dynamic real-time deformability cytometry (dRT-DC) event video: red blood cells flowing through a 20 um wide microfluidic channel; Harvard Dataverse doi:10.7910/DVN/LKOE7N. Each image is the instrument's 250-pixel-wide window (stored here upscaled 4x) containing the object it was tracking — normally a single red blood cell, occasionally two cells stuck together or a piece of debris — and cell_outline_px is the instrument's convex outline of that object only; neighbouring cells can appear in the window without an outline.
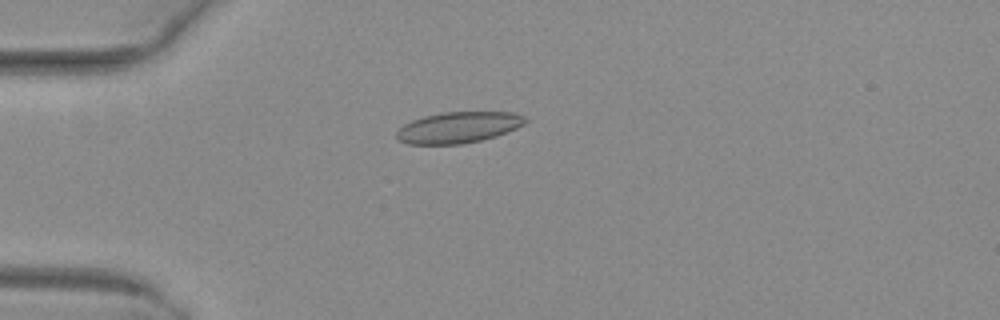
{"species": "common noctule bat (a hibernating species)", "species_latin": "Nyctalus noctula", "temperature_condition": "warm", "stored_images_in_passage": 46, "camera_frame_rate_fps": 3000, "um_per_image_px": 0.085, "animal": {"sex": "female", "body_mass_g": 29.2, "forearm_length_mm": 56.3}, "frame": {"image": 1, "passage_image": 9, "time_ms": 2.667, "image_size_px": [1000, 320], "cell_outline_px": [[528, 120], [524, 124], [516, 128], [496, 136], [480, 140], [460, 144], [408, 144], [400, 140], [396, 136], [396, 132], [404, 124], [412, 120], [424, 116], [440, 112], [512, 112], [524, 116]], "centroid_in_image_um": [38.96, 10.82], "position_along_channel_um": 46.0, "area_um2": 23.24}}
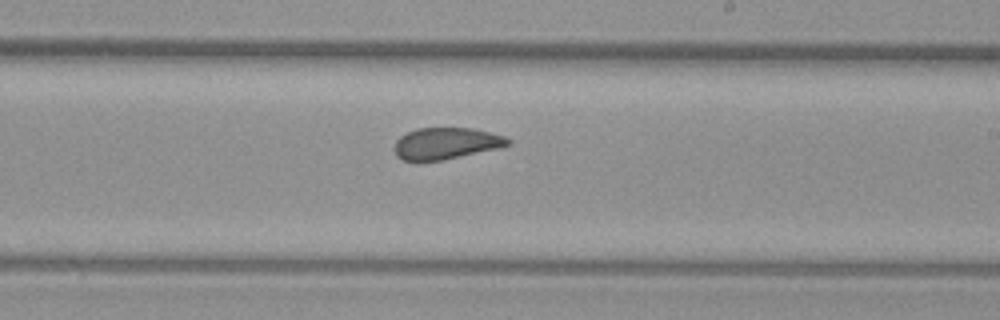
{"frame": {"image": 2, "passage_image": 26, "time_ms": 8.333, "image_size_px": [1000, 320], "cell_outline_px": [[512, 140], [508, 144], [496, 148], [444, 160], [416, 164], [404, 160], [396, 156], [396, 140], [400, 136], [416, 128], [472, 128], [504, 136]], "centroid_in_image_um": [37.84, 12.22], "position_along_channel_um": 251.2, "area_um2": 21.04}}
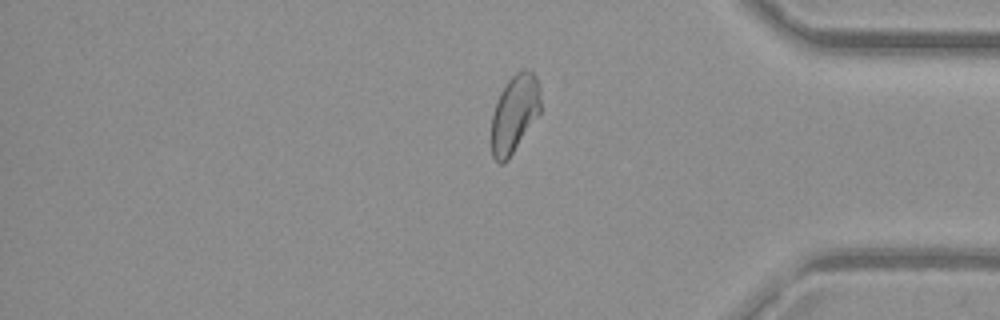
{"frame": {"image": 3, "passage_image": 38, "time_ms": 12.333, "image_size_px": [1000, 320], "cell_outline_px": [[540, 112], [508, 160], [504, 164], [500, 164], [492, 156], [492, 112], [500, 92], [508, 80], [516, 72], [524, 68], [532, 72], [536, 76], [540, 92]], "centroid_in_image_um": [43.72, 9.65], "position_along_channel_um": 391.5, "area_um2": 22.2}, "authors_computed_cell_mechanics": {"area_um2": 22.831, "velocity_mm_per_s": 4.0306, "shape_relaxation_time_tau1_ms": 4.9673, "shape_relaxation_time_tau2_ms": 1.084, "deformation_change_tau1": 0.1214, "deformation_change_tau2": 0.0785}}